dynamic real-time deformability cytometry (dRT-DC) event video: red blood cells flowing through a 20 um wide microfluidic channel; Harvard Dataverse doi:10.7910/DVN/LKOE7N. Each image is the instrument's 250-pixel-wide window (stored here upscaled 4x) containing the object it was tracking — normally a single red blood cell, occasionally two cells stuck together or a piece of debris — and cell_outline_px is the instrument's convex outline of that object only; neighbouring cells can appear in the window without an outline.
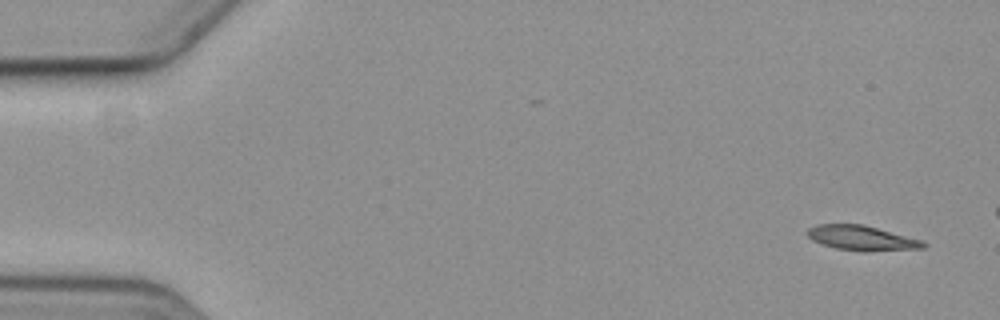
{"species": "common noctule bat (a hibernating species)", "species_latin": "Nyctalus noctula", "temperature_condition": "cold", "stored_images_in_passage": 4, "camera_frame_rate_fps": 3000, "um_per_image_px": 0.085, "animal": {"sex": "female", "body_mass_g": 19.3, "forearm_length_mm": 54.1}, "frame": {"image": 1, "passage_image": 1, "time_ms": 0.0, "image_size_px": [1000, 320], "cell_outline_px": [[928, 244], [924, 248], [868, 252], [864, 252], [836, 248], [812, 240], [804, 232], [808, 228], [816, 224], [864, 224], [924, 240]], "centroid_in_image_um": [73.29, 20.23], "position_along_channel_um": 11.7, "area_um2": 17.11}}